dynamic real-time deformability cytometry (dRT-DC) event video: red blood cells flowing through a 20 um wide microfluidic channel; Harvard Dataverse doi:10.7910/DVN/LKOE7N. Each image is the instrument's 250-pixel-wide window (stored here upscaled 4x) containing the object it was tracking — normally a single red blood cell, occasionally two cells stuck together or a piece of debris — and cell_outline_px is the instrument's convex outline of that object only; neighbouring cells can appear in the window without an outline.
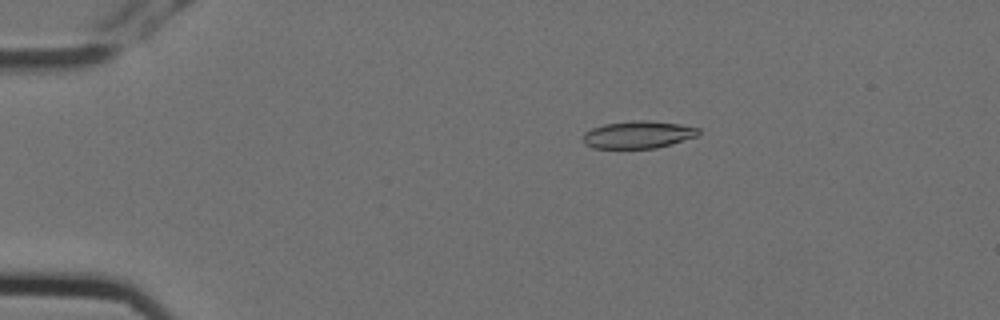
{"species": "Egyptian fruit bat (a non-hibernating species)", "species_latin": "Rousettus aegyptiacus", "temperature_condition": "cold", "stored_images_in_passage": 5, "camera_frame_rate_fps": 3000, "um_per_image_px": 0.085, "animal": {"sex": "female"}, "frame": {"image": 1, "passage_image": 3, "time_ms": 0.667, "image_size_px": [1000, 320], "cell_outline_px": [[700, 132], [696, 136], [672, 144], [656, 148], [592, 148], [584, 144], [584, 132], [592, 128], [604, 124], [632, 120], [648, 120], [680, 124], [700, 128]], "centroid_in_image_um": [54.24, 11.44], "position_along_channel_um": 30.8, "area_um2": 18.5}}